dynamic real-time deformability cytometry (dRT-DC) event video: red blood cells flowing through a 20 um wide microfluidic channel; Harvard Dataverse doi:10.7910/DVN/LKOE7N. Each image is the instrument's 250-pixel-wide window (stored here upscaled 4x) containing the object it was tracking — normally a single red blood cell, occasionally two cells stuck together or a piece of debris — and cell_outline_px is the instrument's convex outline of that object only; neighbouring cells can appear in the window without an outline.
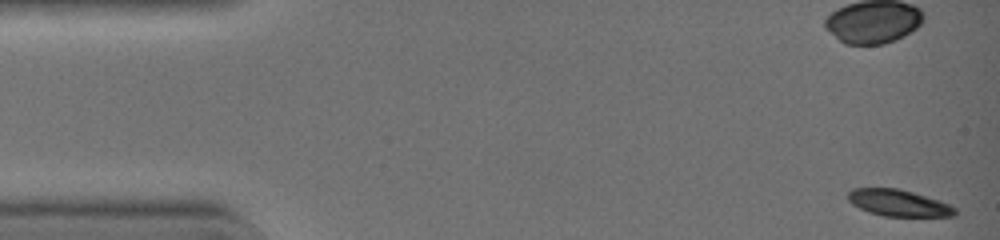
{"species": "common noctule bat (a hibernating species)", "species_latin": "Nyctalus noctula", "temperature_condition": "warm", "stored_images_in_passage": 39, "camera_frame_rate_fps": 3000, "um_per_image_px": 0.085, "animal": {"sex": "female", "body_mass_g": 19.0, "forearm_length_mm": 51.5}, "frame": {"image": 1, "passage_image": 1, "time_ms": 0.0, "image_size_px": [1000, 240], "cell_outline_px": [[956, 216], [884, 216], [868, 212], [852, 204], [848, 200], [848, 192], [852, 188], [900, 188], [940, 200], [956, 208]], "centroid_in_image_um": [76.37, 17.24], "position_along_channel_um": 8.6, "area_um2": 16.65}, "authors_computed_cell_mechanics": {"area_um2": 18.3226, "velocity_mm_per_s": 4.4789, "shape_relaxation_time_tau1_ms": 1.6809, "shape_relaxation_time_tau2_ms": null, "deformation_change_tau1": 0.1026, "deformation_change_tau2": null}}